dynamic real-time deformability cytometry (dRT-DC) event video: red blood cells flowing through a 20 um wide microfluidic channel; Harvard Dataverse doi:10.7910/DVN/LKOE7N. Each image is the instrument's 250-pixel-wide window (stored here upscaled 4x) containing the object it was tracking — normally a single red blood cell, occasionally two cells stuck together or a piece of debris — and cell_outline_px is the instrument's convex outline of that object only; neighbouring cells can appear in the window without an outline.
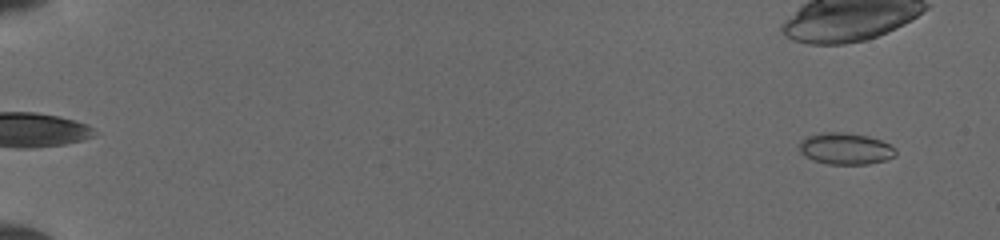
{"species": "common noctule bat (a hibernating species)", "species_latin": "Nyctalus noctula", "temperature_condition": "cold", "stored_images_in_passage": 24, "camera_frame_rate_fps": 3000, "um_per_image_px": 0.085, "animal": {"sex": "female", "body_mass_g": 19.5, "forearm_length_mm": 54.1}, "frame": {"image": 1, "passage_image": 1, "time_ms": 0.0, "image_size_px": [1000, 240], "cell_outline_px": [[896, 156], [884, 160], [868, 164], [828, 164], [812, 160], [804, 156], [800, 152], [800, 140], [804, 136], [820, 132], [844, 132], [868, 136], [880, 140], [896, 148]], "centroid_in_image_um": [71.83, 12.63], "position_along_channel_um": 13.2, "area_um2": 17.92}}